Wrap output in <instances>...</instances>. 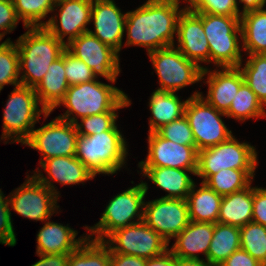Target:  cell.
<instances>
[{
  "instance_id": "cell-1",
  "label": "cell",
  "mask_w": 266,
  "mask_h": 266,
  "mask_svg": "<svg viewBox=\"0 0 266 266\" xmlns=\"http://www.w3.org/2000/svg\"><path fill=\"white\" fill-rule=\"evenodd\" d=\"M180 0H148L134 11L126 14L125 46L137 45L147 48V52L174 45L177 22L186 8L179 10Z\"/></svg>"
},
{
  "instance_id": "cell-2",
  "label": "cell",
  "mask_w": 266,
  "mask_h": 266,
  "mask_svg": "<svg viewBox=\"0 0 266 266\" xmlns=\"http://www.w3.org/2000/svg\"><path fill=\"white\" fill-rule=\"evenodd\" d=\"M16 40L19 54L21 85L35 88L47 73L48 67L59 58L66 44L45 27H27ZM22 71V72H21Z\"/></svg>"
},
{
  "instance_id": "cell-3",
  "label": "cell",
  "mask_w": 266,
  "mask_h": 266,
  "mask_svg": "<svg viewBox=\"0 0 266 266\" xmlns=\"http://www.w3.org/2000/svg\"><path fill=\"white\" fill-rule=\"evenodd\" d=\"M61 104L68 110L58 118L74 124L78 122L77 115L81 119L108 111H117L129 106L131 101L127 94L117 87L95 79L69 86L58 106Z\"/></svg>"
},
{
  "instance_id": "cell-4",
  "label": "cell",
  "mask_w": 266,
  "mask_h": 266,
  "mask_svg": "<svg viewBox=\"0 0 266 266\" xmlns=\"http://www.w3.org/2000/svg\"><path fill=\"white\" fill-rule=\"evenodd\" d=\"M126 147L120 131L78 135L75 156L94 177L96 174L113 175L126 163Z\"/></svg>"
},
{
  "instance_id": "cell-5",
  "label": "cell",
  "mask_w": 266,
  "mask_h": 266,
  "mask_svg": "<svg viewBox=\"0 0 266 266\" xmlns=\"http://www.w3.org/2000/svg\"><path fill=\"white\" fill-rule=\"evenodd\" d=\"M241 16L202 13V25L209 43L210 63L218 67L242 66L239 36ZM237 33H239L237 35Z\"/></svg>"
},
{
  "instance_id": "cell-6",
  "label": "cell",
  "mask_w": 266,
  "mask_h": 266,
  "mask_svg": "<svg viewBox=\"0 0 266 266\" xmlns=\"http://www.w3.org/2000/svg\"><path fill=\"white\" fill-rule=\"evenodd\" d=\"M7 100L3 112L2 140H13L24 143L31 135L39 117L50 115L45 109L39 107L40 102L34 88L18 85L15 86ZM13 135V136H12Z\"/></svg>"
},
{
  "instance_id": "cell-7",
  "label": "cell",
  "mask_w": 266,
  "mask_h": 266,
  "mask_svg": "<svg viewBox=\"0 0 266 266\" xmlns=\"http://www.w3.org/2000/svg\"><path fill=\"white\" fill-rule=\"evenodd\" d=\"M147 190V183L142 181L114 196L109 201L99 222L92 227H85L91 233L87 237L90 238L96 234L97 236L91 239L104 241L115 230L143 221L144 198ZM136 216L138 221L133 220Z\"/></svg>"
},
{
  "instance_id": "cell-8",
  "label": "cell",
  "mask_w": 266,
  "mask_h": 266,
  "mask_svg": "<svg viewBox=\"0 0 266 266\" xmlns=\"http://www.w3.org/2000/svg\"><path fill=\"white\" fill-rule=\"evenodd\" d=\"M38 172L31 177L27 175V180L8 199L9 205L17 214L42 222L50 220L59 208V192L49 178L44 177L40 170Z\"/></svg>"
},
{
  "instance_id": "cell-9",
  "label": "cell",
  "mask_w": 266,
  "mask_h": 266,
  "mask_svg": "<svg viewBox=\"0 0 266 266\" xmlns=\"http://www.w3.org/2000/svg\"><path fill=\"white\" fill-rule=\"evenodd\" d=\"M257 152L248 143H240L232 135L226 141L198 151L197 176L204 183L222 169L256 170Z\"/></svg>"
},
{
  "instance_id": "cell-10",
  "label": "cell",
  "mask_w": 266,
  "mask_h": 266,
  "mask_svg": "<svg viewBox=\"0 0 266 266\" xmlns=\"http://www.w3.org/2000/svg\"><path fill=\"white\" fill-rule=\"evenodd\" d=\"M184 115L198 151L218 145L233 135L221 119L226 114L210 105L200 92H194L187 99Z\"/></svg>"
},
{
  "instance_id": "cell-11",
  "label": "cell",
  "mask_w": 266,
  "mask_h": 266,
  "mask_svg": "<svg viewBox=\"0 0 266 266\" xmlns=\"http://www.w3.org/2000/svg\"><path fill=\"white\" fill-rule=\"evenodd\" d=\"M176 46L148 53L159 78L157 91L177 92L185 86L202 81L204 66L187 59Z\"/></svg>"
},
{
  "instance_id": "cell-12",
  "label": "cell",
  "mask_w": 266,
  "mask_h": 266,
  "mask_svg": "<svg viewBox=\"0 0 266 266\" xmlns=\"http://www.w3.org/2000/svg\"><path fill=\"white\" fill-rule=\"evenodd\" d=\"M103 242L112 253L144 259L153 258L169 249V243L144 221L115 230Z\"/></svg>"
},
{
  "instance_id": "cell-13",
  "label": "cell",
  "mask_w": 266,
  "mask_h": 266,
  "mask_svg": "<svg viewBox=\"0 0 266 266\" xmlns=\"http://www.w3.org/2000/svg\"><path fill=\"white\" fill-rule=\"evenodd\" d=\"M78 132L75 124L58 117L38 129L22 144L41 152L40 164L49 158L75 156Z\"/></svg>"
},
{
  "instance_id": "cell-14",
  "label": "cell",
  "mask_w": 266,
  "mask_h": 266,
  "mask_svg": "<svg viewBox=\"0 0 266 266\" xmlns=\"http://www.w3.org/2000/svg\"><path fill=\"white\" fill-rule=\"evenodd\" d=\"M66 49L75 57L84 61L92 69L93 75L103 76L114 83L120 73L119 53L102 43L89 31L66 44Z\"/></svg>"
},
{
  "instance_id": "cell-15",
  "label": "cell",
  "mask_w": 266,
  "mask_h": 266,
  "mask_svg": "<svg viewBox=\"0 0 266 266\" xmlns=\"http://www.w3.org/2000/svg\"><path fill=\"white\" fill-rule=\"evenodd\" d=\"M143 221L168 243L189 223L186 199L158 198L144 203Z\"/></svg>"
},
{
  "instance_id": "cell-16",
  "label": "cell",
  "mask_w": 266,
  "mask_h": 266,
  "mask_svg": "<svg viewBox=\"0 0 266 266\" xmlns=\"http://www.w3.org/2000/svg\"><path fill=\"white\" fill-rule=\"evenodd\" d=\"M148 155L138 167H170L197 170L198 150L196 146L180 145L164 139L157 131L149 132Z\"/></svg>"
},
{
  "instance_id": "cell-17",
  "label": "cell",
  "mask_w": 266,
  "mask_h": 266,
  "mask_svg": "<svg viewBox=\"0 0 266 266\" xmlns=\"http://www.w3.org/2000/svg\"><path fill=\"white\" fill-rule=\"evenodd\" d=\"M56 7H60L59 21L52 16L46 21L44 27L61 42L67 44L82 33L90 30L86 26L91 22L92 2L85 0H56L53 10H56ZM67 35V42H65L64 37Z\"/></svg>"
},
{
  "instance_id": "cell-18",
  "label": "cell",
  "mask_w": 266,
  "mask_h": 266,
  "mask_svg": "<svg viewBox=\"0 0 266 266\" xmlns=\"http://www.w3.org/2000/svg\"><path fill=\"white\" fill-rule=\"evenodd\" d=\"M176 47L187 59L210 63L209 43L202 25V13H196L185 8L177 22Z\"/></svg>"
},
{
  "instance_id": "cell-19",
  "label": "cell",
  "mask_w": 266,
  "mask_h": 266,
  "mask_svg": "<svg viewBox=\"0 0 266 266\" xmlns=\"http://www.w3.org/2000/svg\"><path fill=\"white\" fill-rule=\"evenodd\" d=\"M126 15L121 13L114 0H94L90 21H93L95 30L89 32L119 53L123 43Z\"/></svg>"
},
{
  "instance_id": "cell-20",
  "label": "cell",
  "mask_w": 266,
  "mask_h": 266,
  "mask_svg": "<svg viewBox=\"0 0 266 266\" xmlns=\"http://www.w3.org/2000/svg\"><path fill=\"white\" fill-rule=\"evenodd\" d=\"M221 70L210 71L207 67L202 72L208 74V94L204 99L218 111L226 113L236 96L240 86L245 82L239 67H224Z\"/></svg>"
},
{
  "instance_id": "cell-21",
  "label": "cell",
  "mask_w": 266,
  "mask_h": 266,
  "mask_svg": "<svg viewBox=\"0 0 266 266\" xmlns=\"http://www.w3.org/2000/svg\"><path fill=\"white\" fill-rule=\"evenodd\" d=\"M211 222L190 223L175 237L174 245L169 249L176 257L199 259L196 253H203L207 261V253L214 232Z\"/></svg>"
},
{
  "instance_id": "cell-22",
  "label": "cell",
  "mask_w": 266,
  "mask_h": 266,
  "mask_svg": "<svg viewBox=\"0 0 266 266\" xmlns=\"http://www.w3.org/2000/svg\"><path fill=\"white\" fill-rule=\"evenodd\" d=\"M78 232L68 224L46 222L37 234L36 254H66L75 251L87 238L83 236L75 239Z\"/></svg>"
},
{
  "instance_id": "cell-23",
  "label": "cell",
  "mask_w": 266,
  "mask_h": 266,
  "mask_svg": "<svg viewBox=\"0 0 266 266\" xmlns=\"http://www.w3.org/2000/svg\"><path fill=\"white\" fill-rule=\"evenodd\" d=\"M69 84L64 70V51L47 70L39 84L34 88L43 109L52 112L63 100Z\"/></svg>"
},
{
  "instance_id": "cell-24",
  "label": "cell",
  "mask_w": 266,
  "mask_h": 266,
  "mask_svg": "<svg viewBox=\"0 0 266 266\" xmlns=\"http://www.w3.org/2000/svg\"><path fill=\"white\" fill-rule=\"evenodd\" d=\"M142 175L168 192L163 198L186 199L194 184L188 172L195 175L197 170H185L170 167H139Z\"/></svg>"
},
{
  "instance_id": "cell-25",
  "label": "cell",
  "mask_w": 266,
  "mask_h": 266,
  "mask_svg": "<svg viewBox=\"0 0 266 266\" xmlns=\"http://www.w3.org/2000/svg\"><path fill=\"white\" fill-rule=\"evenodd\" d=\"M253 187L251 184L243 190L222 197L218 222L243 227L252 222Z\"/></svg>"
},
{
  "instance_id": "cell-26",
  "label": "cell",
  "mask_w": 266,
  "mask_h": 266,
  "mask_svg": "<svg viewBox=\"0 0 266 266\" xmlns=\"http://www.w3.org/2000/svg\"><path fill=\"white\" fill-rule=\"evenodd\" d=\"M185 101H181L175 92L155 90L149 101L152 116L149 120V132H156L163 125L180 119L184 115Z\"/></svg>"
},
{
  "instance_id": "cell-27",
  "label": "cell",
  "mask_w": 266,
  "mask_h": 266,
  "mask_svg": "<svg viewBox=\"0 0 266 266\" xmlns=\"http://www.w3.org/2000/svg\"><path fill=\"white\" fill-rule=\"evenodd\" d=\"M40 166L49 178L64 185H72L92 180L94 175L76 156H59L44 160Z\"/></svg>"
},
{
  "instance_id": "cell-28",
  "label": "cell",
  "mask_w": 266,
  "mask_h": 266,
  "mask_svg": "<svg viewBox=\"0 0 266 266\" xmlns=\"http://www.w3.org/2000/svg\"><path fill=\"white\" fill-rule=\"evenodd\" d=\"M195 187L194 183L186 198L190 221L217 223L223 196L203 182L199 189L195 190Z\"/></svg>"
},
{
  "instance_id": "cell-29",
  "label": "cell",
  "mask_w": 266,
  "mask_h": 266,
  "mask_svg": "<svg viewBox=\"0 0 266 266\" xmlns=\"http://www.w3.org/2000/svg\"><path fill=\"white\" fill-rule=\"evenodd\" d=\"M242 48L248 55L266 54V10L247 12L240 17Z\"/></svg>"
},
{
  "instance_id": "cell-30",
  "label": "cell",
  "mask_w": 266,
  "mask_h": 266,
  "mask_svg": "<svg viewBox=\"0 0 266 266\" xmlns=\"http://www.w3.org/2000/svg\"><path fill=\"white\" fill-rule=\"evenodd\" d=\"M240 249V228L217 222L207 253L212 266L221 265L233 252Z\"/></svg>"
},
{
  "instance_id": "cell-31",
  "label": "cell",
  "mask_w": 266,
  "mask_h": 266,
  "mask_svg": "<svg viewBox=\"0 0 266 266\" xmlns=\"http://www.w3.org/2000/svg\"><path fill=\"white\" fill-rule=\"evenodd\" d=\"M255 170L222 169L211 175L204 183L222 196L232 194L248 187Z\"/></svg>"
},
{
  "instance_id": "cell-32",
  "label": "cell",
  "mask_w": 266,
  "mask_h": 266,
  "mask_svg": "<svg viewBox=\"0 0 266 266\" xmlns=\"http://www.w3.org/2000/svg\"><path fill=\"white\" fill-rule=\"evenodd\" d=\"M227 117L245 121L249 118L266 117L265 106L258 99L256 94L244 82L225 113Z\"/></svg>"
},
{
  "instance_id": "cell-33",
  "label": "cell",
  "mask_w": 266,
  "mask_h": 266,
  "mask_svg": "<svg viewBox=\"0 0 266 266\" xmlns=\"http://www.w3.org/2000/svg\"><path fill=\"white\" fill-rule=\"evenodd\" d=\"M68 266H111L110 248L103 241L87 237L70 253Z\"/></svg>"
},
{
  "instance_id": "cell-34",
  "label": "cell",
  "mask_w": 266,
  "mask_h": 266,
  "mask_svg": "<svg viewBox=\"0 0 266 266\" xmlns=\"http://www.w3.org/2000/svg\"><path fill=\"white\" fill-rule=\"evenodd\" d=\"M56 0H13V5L19 20L24 27H44L41 21L48 13L53 12Z\"/></svg>"
},
{
  "instance_id": "cell-35",
  "label": "cell",
  "mask_w": 266,
  "mask_h": 266,
  "mask_svg": "<svg viewBox=\"0 0 266 266\" xmlns=\"http://www.w3.org/2000/svg\"><path fill=\"white\" fill-rule=\"evenodd\" d=\"M244 81L266 107V54H252L241 68Z\"/></svg>"
},
{
  "instance_id": "cell-36",
  "label": "cell",
  "mask_w": 266,
  "mask_h": 266,
  "mask_svg": "<svg viewBox=\"0 0 266 266\" xmlns=\"http://www.w3.org/2000/svg\"><path fill=\"white\" fill-rule=\"evenodd\" d=\"M240 248L266 266V227L255 222L241 227Z\"/></svg>"
},
{
  "instance_id": "cell-37",
  "label": "cell",
  "mask_w": 266,
  "mask_h": 266,
  "mask_svg": "<svg viewBox=\"0 0 266 266\" xmlns=\"http://www.w3.org/2000/svg\"><path fill=\"white\" fill-rule=\"evenodd\" d=\"M19 75L18 47L9 38L0 44V91L8 84L20 85Z\"/></svg>"
},
{
  "instance_id": "cell-38",
  "label": "cell",
  "mask_w": 266,
  "mask_h": 266,
  "mask_svg": "<svg viewBox=\"0 0 266 266\" xmlns=\"http://www.w3.org/2000/svg\"><path fill=\"white\" fill-rule=\"evenodd\" d=\"M116 111H108L81 118V123H74L79 135L90 136L104 131H120L116 125ZM84 128V129H83Z\"/></svg>"
},
{
  "instance_id": "cell-39",
  "label": "cell",
  "mask_w": 266,
  "mask_h": 266,
  "mask_svg": "<svg viewBox=\"0 0 266 266\" xmlns=\"http://www.w3.org/2000/svg\"><path fill=\"white\" fill-rule=\"evenodd\" d=\"M186 8L196 13L241 16L237 0H188Z\"/></svg>"
},
{
  "instance_id": "cell-40",
  "label": "cell",
  "mask_w": 266,
  "mask_h": 266,
  "mask_svg": "<svg viewBox=\"0 0 266 266\" xmlns=\"http://www.w3.org/2000/svg\"><path fill=\"white\" fill-rule=\"evenodd\" d=\"M157 132L164 138L180 145L196 146L194 135L185 115L163 125Z\"/></svg>"
},
{
  "instance_id": "cell-41",
  "label": "cell",
  "mask_w": 266,
  "mask_h": 266,
  "mask_svg": "<svg viewBox=\"0 0 266 266\" xmlns=\"http://www.w3.org/2000/svg\"><path fill=\"white\" fill-rule=\"evenodd\" d=\"M64 70L69 86L96 79L92 73V69L67 49L64 50Z\"/></svg>"
},
{
  "instance_id": "cell-42",
  "label": "cell",
  "mask_w": 266,
  "mask_h": 266,
  "mask_svg": "<svg viewBox=\"0 0 266 266\" xmlns=\"http://www.w3.org/2000/svg\"><path fill=\"white\" fill-rule=\"evenodd\" d=\"M16 242L17 239L11 221L9 199L4 196L0 189V243L13 247L16 245Z\"/></svg>"
},
{
  "instance_id": "cell-43",
  "label": "cell",
  "mask_w": 266,
  "mask_h": 266,
  "mask_svg": "<svg viewBox=\"0 0 266 266\" xmlns=\"http://www.w3.org/2000/svg\"><path fill=\"white\" fill-rule=\"evenodd\" d=\"M19 19L17 17L13 1L0 0V39L5 36V34L12 32Z\"/></svg>"
},
{
  "instance_id": "cell-44",
  "label": "cell",
  "mask_w": 266,
  "mask_h": 266,
  "mask_svg": "<svg viewBox=\"0 0 266 266\" xmlns=\"http://www.w3.org/2000/svg\"><path fill=\"white\" fill-rule=\"evenodd\" d=\"M252 222L266 227V189L253 187Z\"/></svg>"
},
{
  "instance_id": "cell-45",
  "label": "cell",
  "mask_w": 266,
  "mask_h": 266,
  "mask_svg": "<svg viewBox=\"0 0 266 266\" xmlns=\"http://www.w3.org/2000/svg\"><path fill=\"white\" fill-rule=\"evenodd\" d=\"M219 266H264L257 259H254L247 251L241 248L233 252L221 265Z\"/></svg>"
},
{
  "instance_id": "cell-46",
  "label": "cell",
  "mask_w": 266,
  "mask_h": 266,
  "mask_svg": "<svg viewBox=\"0 0 266 266\" xmlns=\"http://www.w3.org/2000/svg\"><path fill=\"white\" fill-rule=\"evenodd\" d=\"M111 266H145L146 259L120 253H112L110 251Z\"/></svg>"
},
{
  "instance_id": "cell-47",
  "label": "cell",
  "mask_w": 266,
  "mask_h": 266,
  "mask_svg": "<svg viewBox=\"0 0 266 266\" xmlns=\"http://www.w3.org/2000/svg\"><path fill=\"white\" fill-rule=\"evenodd\" d=\"M40 260L31 266H68L70 253L37 254Z\"/></svg>"
},
{
  "instance_id": "cell-48",
  "label": "cell",
  "mask_w": 266,
  "mask_h": 266,
  "mask_svg": "<svg viewBox=\"0 0 266 266\" xmlns=\"http://www.w3.org/2000/svg\"><path fill=\"white\" fill-rule=\"evenodd\" d=\"M145 266H175V255L168 249L158 256L146 259Z\"/></svg>"
},
{
  "instance_id": "cell-49",
  "label": "cell",
  "mask_w": 266,
  "mask_h": 266,
  "mask_svg": "<svg viewBox=\"0 0 266 266\" xmlns=\"http://www.w3.org/2000/svg\"><path fill=\"white\" fill-rule=\"evenodd\" d=\"M175 266H212L208 261L203 259L181 258L175 256Z\"/></svg>"
},
{
  "instance_id": "cell-50",
  "label": "cell",
  "mask_w": 266,
  "mask_h": 266,
  "mask_svg": "<svg viewBox=\"0 0 266 266\" xmlns=\"http://www.w3.org/2000/svg\"><path fill=\"white\" fill-rule=\"evenodd\" d=\"M240 2L244 4L241 15L250 11L262 9L266 4V0H239V3Z\"/></svg>"
}]
</instances>
